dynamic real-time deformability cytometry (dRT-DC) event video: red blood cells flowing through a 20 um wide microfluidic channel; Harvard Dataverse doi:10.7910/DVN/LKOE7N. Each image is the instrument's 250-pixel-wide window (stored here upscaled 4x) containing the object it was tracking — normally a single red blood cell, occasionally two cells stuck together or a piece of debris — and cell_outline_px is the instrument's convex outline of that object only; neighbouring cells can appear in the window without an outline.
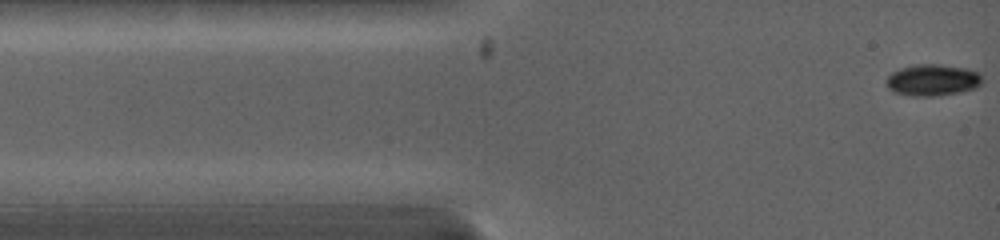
{"species": "common noctule bat (a hibernating species)", "species_latin": "Nyctalus noctula", "temperature_condition": "warm", "stored_images_in_passage": 2, "camera_frame_rate_fps": 5000, "um_per_image_px": 0.085, "animal": {"sex": "female", "body_mass_g": 19.0, "forearm_length_mm": 53.3}, "frame": {"image": 1, "passage_image": 2, "time_ms": 0.4, "image_size_px": [1000, 240], "cell_outline_px": [[984, 80], [976, 88], [960, 92], [936, 96], [912, 96], [892, 92], [888, 88], [888, 76], [892, 72], [900, 68], [916, 64], [936, 64], [964, 68], [976, 72]], "centroid_in_image_um": [79.26, 6.82], "position_along_channel_um": 5.7, "area_um2": 17.51}}